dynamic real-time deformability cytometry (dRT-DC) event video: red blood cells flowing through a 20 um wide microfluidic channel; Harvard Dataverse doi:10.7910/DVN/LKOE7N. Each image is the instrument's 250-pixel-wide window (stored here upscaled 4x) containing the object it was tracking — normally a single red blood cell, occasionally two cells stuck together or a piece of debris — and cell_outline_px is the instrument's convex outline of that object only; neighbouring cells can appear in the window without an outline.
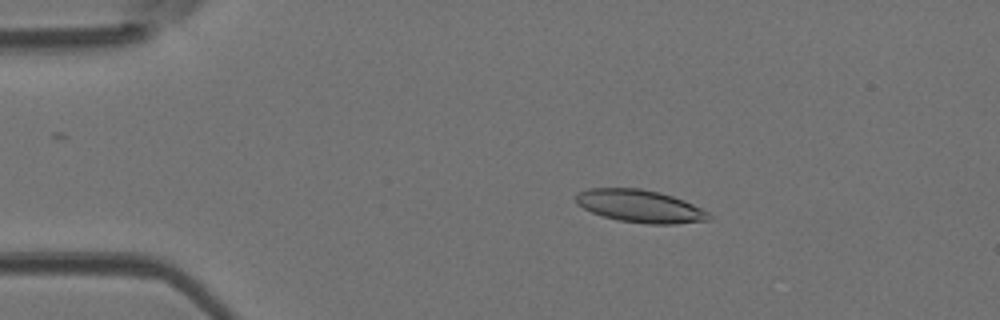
{"species": "Egyptian fruit bat (a non-hibernating species)", "species_latin": "Rousettus aegyptiacus", "temperature_condition": "room temperature", "stored_images_in_passage": 29, "camera_frame_rate_fps": 3000, "um_per_image_px": 0.085, "animal": {"sex": "female"}, "frame": {"image": 1, "passage_image": 8, "time_ms": 2.333, "image_size_px": [1000, 320], "cell_outline_px": [[712, 216], [708, 220], [676, 224], [648, 224], [620, 220], [604, 216], [592, 212], [576, 204], [576, 196], [580, 192], [588, 188], [640, 188], [660, 192], [684, 200], [708, 212]], "centroid_in_image_um": [54.41, 17.52], "position_along_channel_um": 30.6, "area_um2": 25.09}}
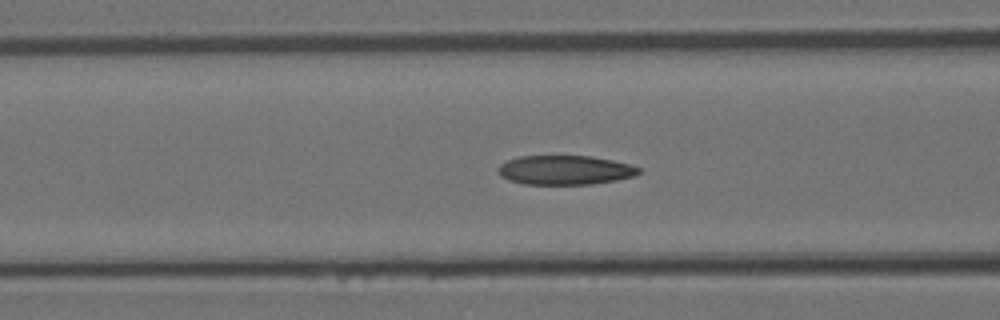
{"frame": {"image": 2, "passage_image": 18, "time_ms": 5.667, "image_size_px": [1000, 320], "cell_outline_px": [[640, 172], [636, 176], [616, 180], [592, 184], [524, 184], [508, 180], [500, 176], [496, 172], [496, 168], [500, 164], [508, 160], [520, 156], [592, 156], [612, 160], [628, 164], [640, 168]], "centroid_in_image_um": [47.99, 14.46], "position_along_channel_um": 118.6, "area_um2": 24.1}}
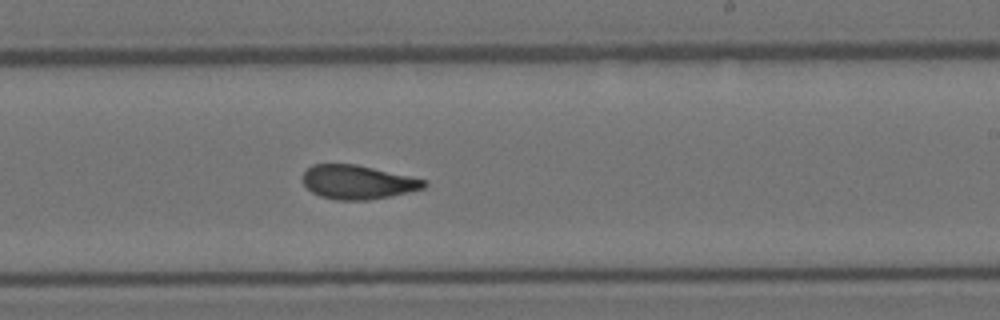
{"frame": {"image": 3, "passage_image": 28, "time_ms": 9.0, "image_size_px": [1000, 320], "cell_outline_px": [[428, 184], [424, 188], [392, 196], [368, 200], [336, 200], [320, 196], [312, 192], [304, 184], [304, 172], [312, 164], [356, 164], [428, 180]], "centroid_in_image_um": [30.44, 15.48], "position_along_channel_um": 258.6, "area_um2": 23.99}}